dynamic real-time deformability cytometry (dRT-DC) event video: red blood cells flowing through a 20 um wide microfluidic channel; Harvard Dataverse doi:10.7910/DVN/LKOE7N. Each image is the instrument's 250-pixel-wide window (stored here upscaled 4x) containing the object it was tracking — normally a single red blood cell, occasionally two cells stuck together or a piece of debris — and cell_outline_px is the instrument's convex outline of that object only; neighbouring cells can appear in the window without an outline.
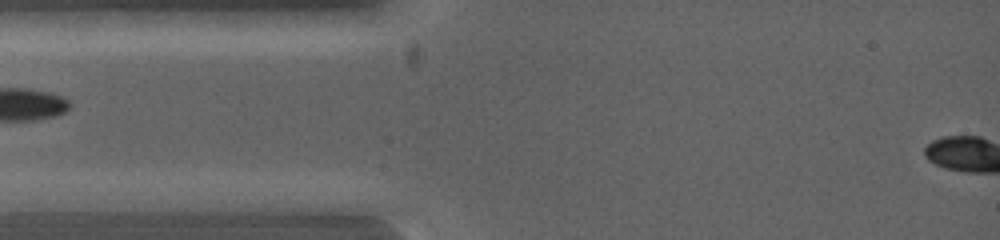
{"species": "common noctule bat (a hibernating species)", "species_latin": "Nyctalus noctula", "temperature_condition": "warm", "stored_images_in_passage": 4, "camera_frame_rate_fps": 5000, "um_per_image_px": 0.085, "animal": {"sex": "female", "body_mass_g": 19.0, "forearm_length_mm": 53.3}, "frame": {"image": 1, "passage_image": 2, "time_ms": 0.8, "image_size_px": [1000, 240], "cell_outline_px": [[128, 200], [88, 212], [28, 212], [12, 200], [104, 192], [108, 192]], "centroid_in_image_um": [5.97, 17.24], "position_along_channel_um": 79.0, "area_um2": 11.1}}